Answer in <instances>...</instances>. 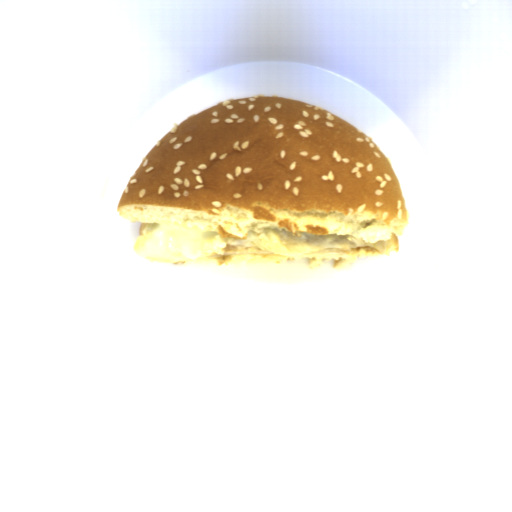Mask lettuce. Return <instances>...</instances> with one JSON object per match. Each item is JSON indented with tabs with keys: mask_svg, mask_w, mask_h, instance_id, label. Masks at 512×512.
Segmentation results:
<instances>
[{
	"mask_svg": "<svg viewBox=\"0 0 512 512\" xmlns=\"http://www.w3.org/2000/svg\"><path fill=\"white\" fill-rule=\"evenodd\" d=\"M295 236L284 231L250 232L247 239L226 240L227 249H260L278 255H301L326 250L351 251L360 249L347 235H310L300 233Z\"/></svg>",
	"mask_w": 512,
	"mask_h": 512,
	"instance_id": "1",
	"label": "lettuce"
}]
</instances>
